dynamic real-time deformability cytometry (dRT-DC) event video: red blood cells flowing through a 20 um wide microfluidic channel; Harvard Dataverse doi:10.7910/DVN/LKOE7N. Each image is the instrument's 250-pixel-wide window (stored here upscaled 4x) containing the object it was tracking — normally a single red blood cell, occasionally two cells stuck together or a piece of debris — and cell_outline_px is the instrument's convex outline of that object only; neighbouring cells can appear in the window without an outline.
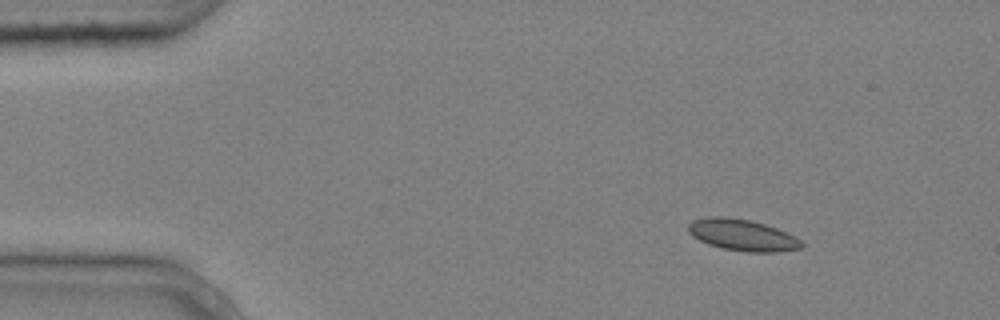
{"species": "common noctule bat (a hibernating species)", "species_latin": "Nyctalus noctula", "temperature_condition": "cold", "stored_images_in_passage": 3, "camera_frame_rate_fps": 3000, "um_per_image_px": 0.085, "animal": {"sex": "male", "body_mass_g": 20.4}, "frame": {"image": 1, "passage_image": 1, "time_ms": 0.0, "image_size_px": [1000, 320], "cell_outline_px": [[804, 244], [800, 248], [780, 252], [748, 252], [724, 248], [708, 244], [692, 236], [688, 232], [688, 224], [692, 220], [708, 216], [724, 216], [748, 220], [764, 224], [776, 228], [796, 236]], "centroid_in_image_um": [63.09, 19.97], "position_along_channel_um": 21.9, "area_um2": 20.75}}